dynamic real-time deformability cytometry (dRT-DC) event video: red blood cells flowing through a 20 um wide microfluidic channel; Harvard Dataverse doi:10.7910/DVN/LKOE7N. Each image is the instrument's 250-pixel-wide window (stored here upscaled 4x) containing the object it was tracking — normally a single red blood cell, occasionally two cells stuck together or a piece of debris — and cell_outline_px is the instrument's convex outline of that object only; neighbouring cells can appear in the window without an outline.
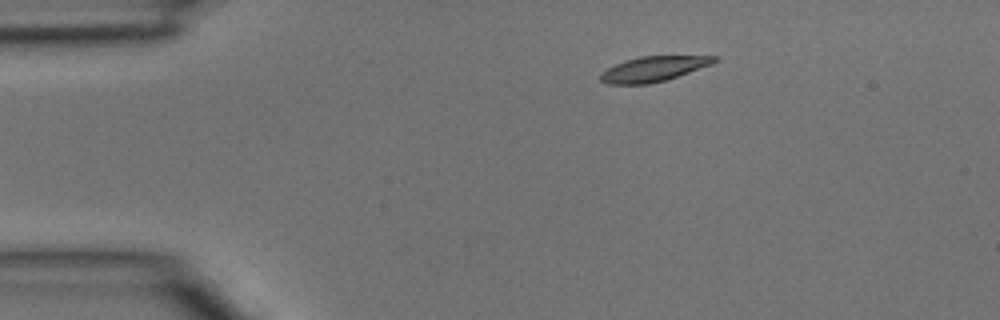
{"species": "common noctule bat (a hibernating species)", "species_latin": "Nyctalus noctula", "temperature_condition": "room temperature", "stored_images_in_passage": 3, "camera_frame_rate_fps": 3000, "um_per_image_px": 0.085, "animal": {"sex": "male", "body_mass_g": 15.6}, "frame": {"image": 1, "passage_image": 2, "time_ms": 0.333, "image_size_px": [1000, 320], "cell_outline_px": [[720, 60], [712, 64], [664, 80], [648, 84], [608, 84], [600, 80], [600, 72], [624, 60], [640, 56], [720, 56]], "centroid_in_image_um": [55.54, 5.85], "position_along_channel_um": 29.5, "area_um2": 16.53}}